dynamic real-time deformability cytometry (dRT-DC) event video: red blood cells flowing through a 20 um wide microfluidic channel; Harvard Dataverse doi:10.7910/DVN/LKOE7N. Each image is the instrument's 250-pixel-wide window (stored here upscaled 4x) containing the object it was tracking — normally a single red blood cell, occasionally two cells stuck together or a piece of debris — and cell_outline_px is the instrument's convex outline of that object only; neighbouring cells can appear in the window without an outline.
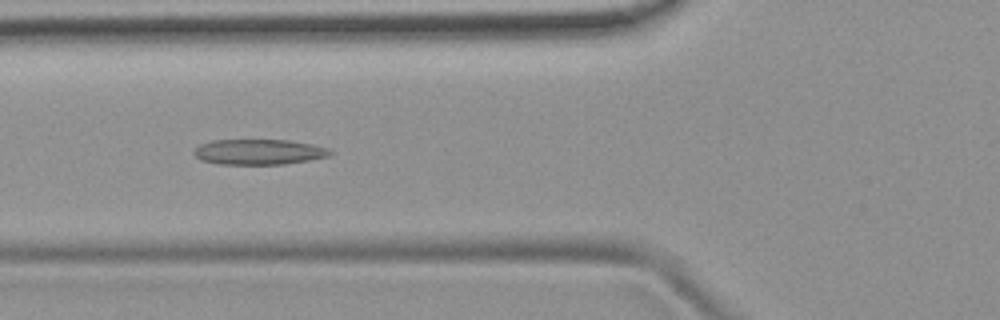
{"species": "common noctule bat (a hibernating species)", "species_latin": "Nyctalus noctula", "temperature_condition": "room temperature", "stored_images_in_passage": 45, "camera_frame_rate_fps": 3000, "um_per_image_px": 0.085, "animal": {"sex": "female", "body_mass_g": 19.9}, "frame": {"image": 1, "passage_image": 13, "time_ms": 4.0, "image_size_px": [1000, 320], "cell_outline_px": [[332, 152], [328, 156], [308, 160], [284, 164], [220, 164], [200, 160], [192, 152], [200, 144], [212, 140], [288, 140], [312, 144], [328, 148]], "centroid_in_image_um": [21.97, 12.91], "position_along_channel_um": 103.8, "area_um2": 20.06}}
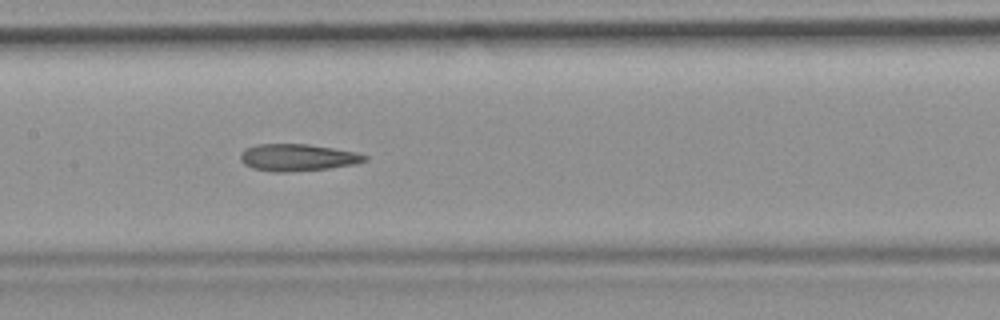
{"frame": {"image": 2, "passage_image": 19, "time_ms": 6.0, "image_size_px": [1000, 320], "cell_outline_px": [[368, 160], [356, 164], [328, 168], [288, 172], [272, 172], [252, 168], [244, 164], [240, 160], [240, 152], [244, 148], [256, 144], [308, 144], [356, 152], [368, 156]], "centroid_in_image_um": [25.26, 13.38], "position_along_channel_um": 182.1, "area_um2": 19.71}}
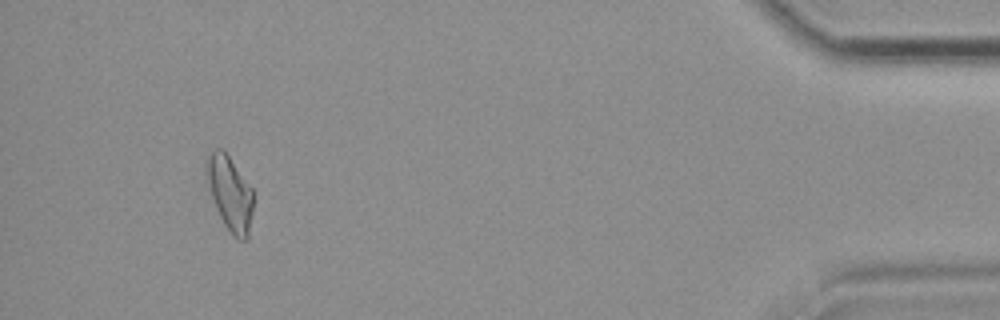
{"frame": {"image": 3, "passage_image": 42, "time_ms": 13.667, "image_size_px": [1000, 320], "cell_outline_px": [[252, 212], [248, 240], [240, 240], [232, 236], [224, 224], [216, 208], [208, 184], [204, 168], [204, 160], [216, 148], [224, 148], [252, 188]], "centroid_in_image_um": [19.53, 16.4], "position_along_channel_um": 415.7, "area_um2": 20.46}, "authors_computed_cell_mechanics": {"area_um2": 20.0566, "velocity_mm_per_s": 3.9048, "shape_relaxation_time_tau1_ms": null, "shape_relaxation_time_tau2_ms": 3.6824, "deformation_change_tau1": null, "deformation_change_tau2": 0.1342}}